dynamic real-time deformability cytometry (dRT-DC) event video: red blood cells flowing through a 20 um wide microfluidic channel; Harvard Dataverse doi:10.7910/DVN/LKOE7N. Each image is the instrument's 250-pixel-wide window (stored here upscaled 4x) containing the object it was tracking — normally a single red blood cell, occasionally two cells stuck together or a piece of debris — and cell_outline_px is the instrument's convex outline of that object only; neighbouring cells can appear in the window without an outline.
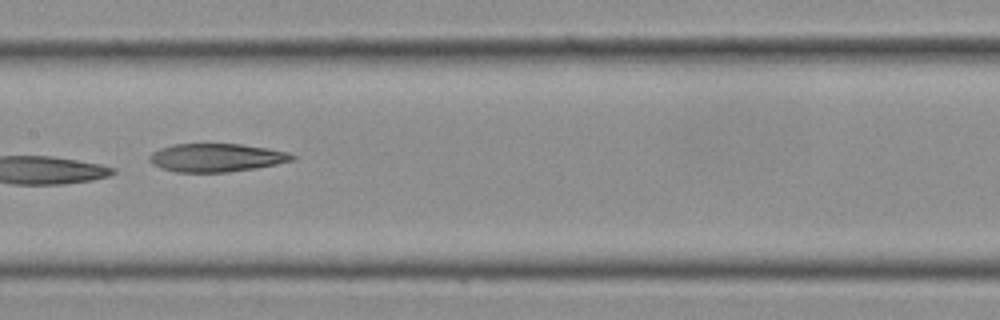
{"species": "Egyptian fruit bat (a non-hibernating species)", "species_latin": "Rousettus aegyptiacus", "temperature_condition": "cold", "stored_images_in_passage": 19, "camera_frame_rate_fps": 3000, "um_per_image_px": 0.085, "frame": {"image": 1, "passage_image": 6, "time_ms": 1.667, "image_size_px": [1000, 320], "cell_outline_px": [[296, 160], [256, 168], [228, 172], [176, 172], [160, 168], [152, 164], [148, 160], [148, 156], [152, 152], [160, 148], [172, 144], [240, 144], [268, 148], [288, 152], [296, 156]], "centroid_in_image_um": [18.38, 13.4], "position_along_channel_um": 189.0, "area_um2": 23.7}}